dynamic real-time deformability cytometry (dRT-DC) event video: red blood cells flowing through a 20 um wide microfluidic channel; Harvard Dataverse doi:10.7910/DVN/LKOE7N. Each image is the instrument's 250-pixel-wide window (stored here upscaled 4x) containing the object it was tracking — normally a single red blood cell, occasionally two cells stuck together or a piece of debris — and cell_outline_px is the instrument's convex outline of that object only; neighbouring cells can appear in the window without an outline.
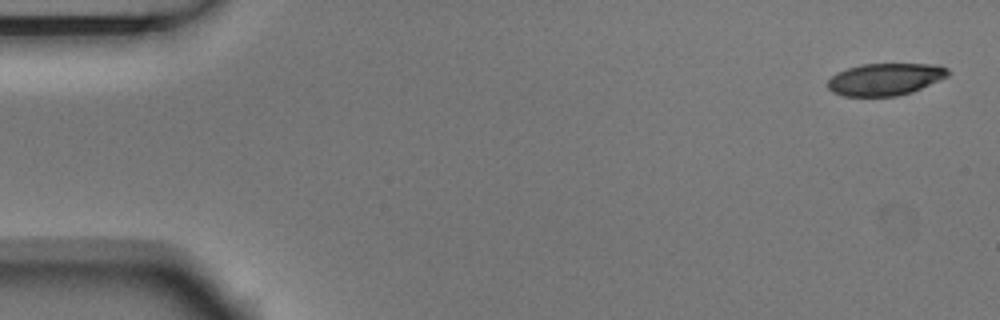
{"species": "Egyptian fruit bat (a non-hibernating species)", "species_latin": "Rousettus aegyptiacus", "temperature_condition": "room temperature", "stored_images_in_passage": 5, "camera_frame_rate_fps": 3000, "um_per_image_px": 0.085, "animal": {"sex": "male"}, "frame": {"image": 1, "passage_image": 1, "time_ms": 0.0, "image_size_px": [1000, 320], "cell_outline_px": [[952, 72], [948, 76], [940, 80], [912, 92], [896, 96], [844, 96], [832, 92], [828, 88], [828, 80], [836, 72], [860, 64], [940, 64], [948, 68]], "centroid_in_image_um": [75.27, 6.73], "position_along_channel_um": 9.7, "area_um2": 22.72}}
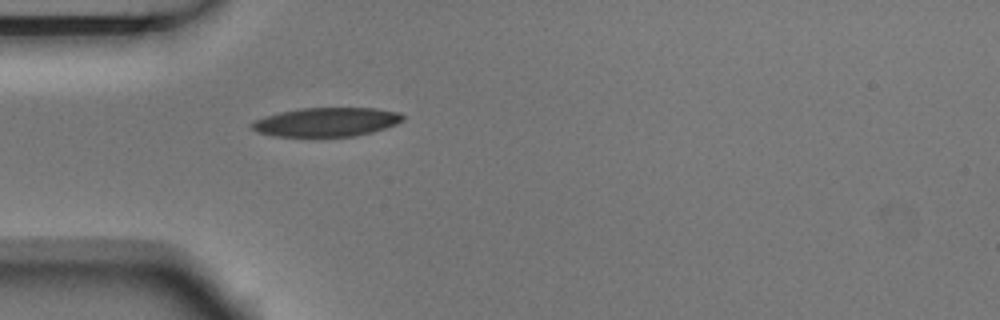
{"frame": {"image": 2, "passage_image": 5, "time_ms": 1.333, "image_size_px": [1000, 320], "cell_outline_px": [[404, 120], [396, 124], [372, 132], [352, 136], [272, 136], [256, 132], [252, 128], [252, 124], [256, 120], [264, 116], [280, 112], [300, 108], [376, 108], [400, 112], [404, 116]], "centroid_in_image_um": [27.76, 10.36], "position_along_channel_um": 57.2, "area_um2": 25.37}}